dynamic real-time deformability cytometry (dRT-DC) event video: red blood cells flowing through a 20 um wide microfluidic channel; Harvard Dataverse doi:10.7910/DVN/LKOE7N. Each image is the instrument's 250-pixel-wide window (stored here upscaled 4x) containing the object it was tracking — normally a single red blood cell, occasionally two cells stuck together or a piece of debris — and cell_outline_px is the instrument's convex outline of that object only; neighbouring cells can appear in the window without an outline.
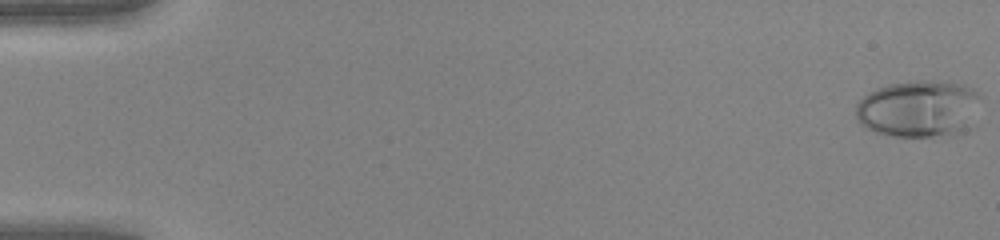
{"species": "human", "species_latin": "Homo sapiens", "temperature_condition": "warm", "stored_images_in_passage": 49, "camera_frame_rate_fps": 3000, "um_per_image_px": 0.085, "donor": {"sex": "female"}, "frame": {"image": 1, "passage_image": 1, "time_ms": 0.0, "image_size_px": [1000, 240], "cell_outline_px": [[984, 96], [968, 128], [964, 132], [956, 136], [892, 136], [876, 132], [864, 128], [860, 124], [856, 116], [856, 104], [868, 92], [876, 88], [888, 84], [916, 80], [948, 80], [972, 88], [980, 92]], "centroid_in_image_um": [78.14, 9.23], "position_along_channel_um": 6.9, "area_um2": 42.48}}
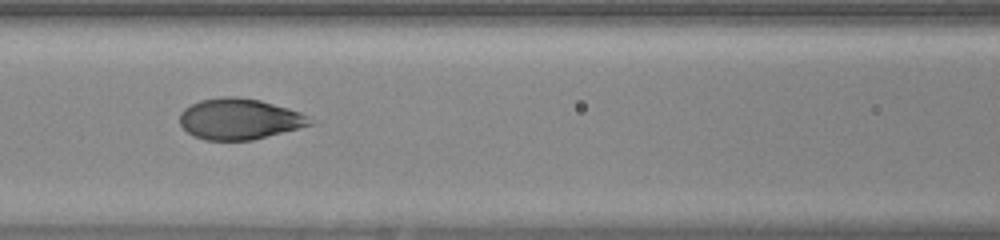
{"frame": {"image": 2, "passage_image": 23, "time_ms": 7.333, "image_size_px": [1000, 240], "cell_outline_px": [[316, 124], [252, 140], [204, 140], [192, 136], [180, 124], [180, 112], [184, 108], [200, 100], [224, 96], [236, 96], [260, 100], [288, 108], [300, 112], [308, 116]], "centroid_in_image_um": [20.36, 10.11], "position_along_channel_um": 146.2, "area_um2": 31.21}}
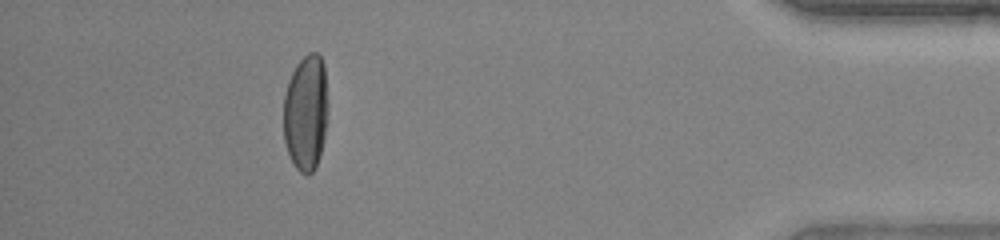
{"frame": {"image": 3, "passage_image": 45, "time_ms": 14.667, "image_size_px": [1000, 240], "cell_outline_px": [[328, 120], [324, 140], [320, 156], [316, 168], [308, 176], [300, 172], [296, 168], [288, 152], [284, 140], [284, 96], [288, 80], [296, 64], [308, 52], [316, 52], [320, 56], [324, 64], [328, 108]], "centroid_in_image_um": [26.02, 9.58], "position_along_channel_um": 409.2, "area_um2": 30.58}, "authors_computed_cell_mechanics": {"area_um2": 32.7148, "velocity_mm_per_s": 4.2503, "shape_relaxation_time_tau1_ms": 4.0026, "shape_relaxation_time_tau2_ms": null, "deformation_change_tau1": 0.2066, "deformation_change_tau2": null}}